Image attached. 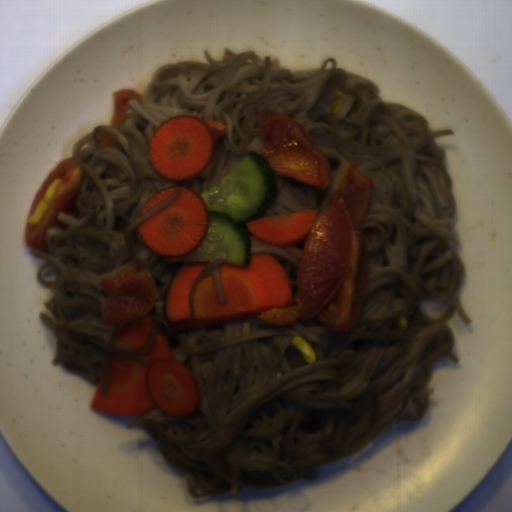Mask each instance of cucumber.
<instances>
[{
  "instance_id": "obj_1",
  "label": "cucumber",
  "mask_w": 512,
  "mask_h": 512,
  "mask_svg": "<svg viewBox=\"0 0 512 512\" xmlns=\"http://www.w3.org/2000/svg\"><path fill=\"white\" fill-rule=\"evenodd\" d=\"M269 161L258 150L243 155L227 174L200 196L210 222L200 245L181 258L161 257L159 263L204 262L221 258L226 264L246 266L252 244L242 222L258 219L274 202L278 190Z\"/></svg>"
}]
</instances>
